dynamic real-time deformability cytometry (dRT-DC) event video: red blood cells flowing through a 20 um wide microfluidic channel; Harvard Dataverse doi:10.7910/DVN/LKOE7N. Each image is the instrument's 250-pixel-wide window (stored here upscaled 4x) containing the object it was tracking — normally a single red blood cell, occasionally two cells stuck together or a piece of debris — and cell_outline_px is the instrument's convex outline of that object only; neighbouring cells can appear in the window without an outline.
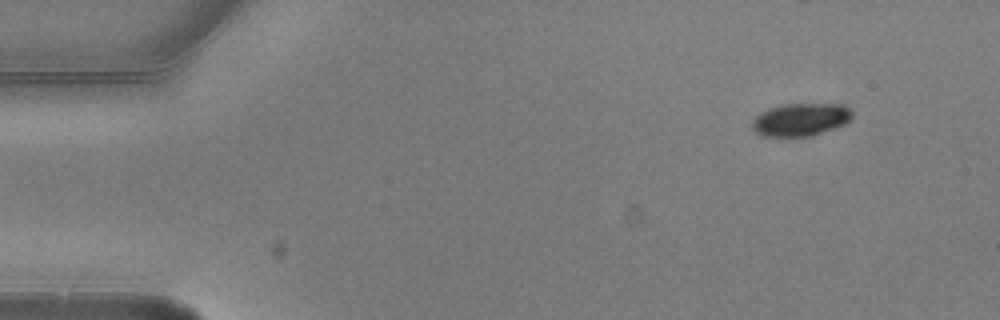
{"species": "common noctule bat (a hibernating species)", "species_latin": "Nyctalus noctula", "temperature_condition": "warm", "stored_images_in_passage": 4, "camera_frame_rate_fps": 3000, "um_per_image_px": 0.085, "animal": {"sex": "male", "body_mass_g": 20.5, "forearm_length_mm": 52.5}, "frame": {"image": 1, "passage_image": 1, "time_ms": 0.0, "image_size_px": [1000, 320], "cell_outline_px": [[852, 120], [836, 128], [812, 136], [760, 136], [752, 128], [752, 120], [760, 112], [768, 108], [784, 104], [844, 104], [852, 112]], "centroid_in_image_um": [68.06, 10.16], "position_along_channel_um": 16.9, "area_um2": 19.31}}
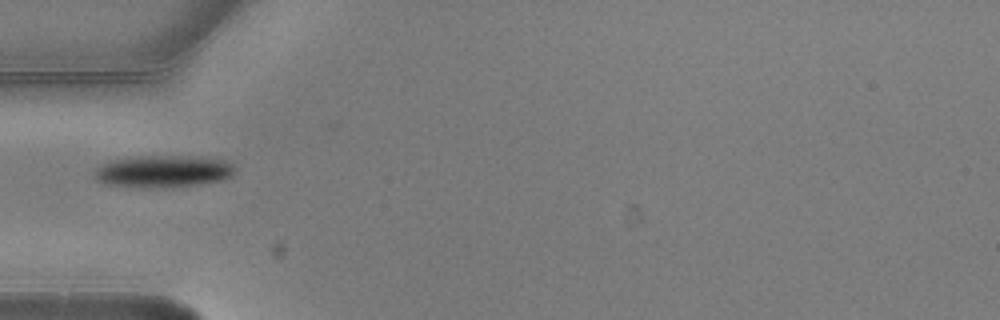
{"frame": {"image": 2, "passage_image": 4, "time_ms": 1.0, "image_size_px": [1000, 320], "cell_outline_px": [[236, 172], [232, 176], [224, 180], [172, 188], [136, 188], [104, 184], [96, 180], [92, 172], [100, 164], [108, 160], [132, 156], [200, 156], [224, 160], [232, 164], [236, 168]], "centroid_in_image_um": [13.83, 14.57], "position_along_channel_um": 71.2, "area_um2": 27.28}}